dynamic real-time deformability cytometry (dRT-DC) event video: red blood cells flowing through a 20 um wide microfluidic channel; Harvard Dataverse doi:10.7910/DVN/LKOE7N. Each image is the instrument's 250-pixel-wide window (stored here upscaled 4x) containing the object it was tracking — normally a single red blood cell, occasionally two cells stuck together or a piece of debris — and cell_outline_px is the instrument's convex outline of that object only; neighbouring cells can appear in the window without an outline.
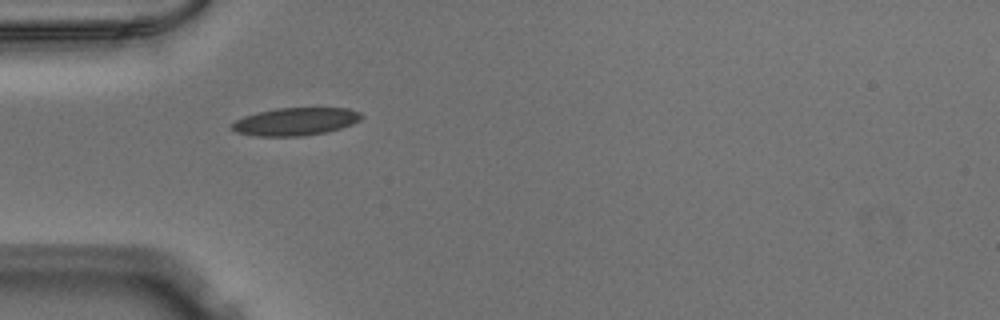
{"species": "Egyptian fruit bat (a non-hibernating species)", "species_latin": "Rousettus aegyptiacus", "temperature_condition": "warm", "stored_images_in_passage": 37, "camera_frame_rate_fps": 3000, "um_per_image_px": 0.085, "animal": {"sex": "male"}, "frame": {"image": 1, "passage_image": 1, "time_ms": 0.0, "image_size_px": [1000, 320], "cell_outline_px": [[364, 116], [360, 120], [352, 124], [328, 132], [304, 136], [256, 136], [236, 132], [232, 128], [232, 124], [236, 120], [244, 116], [276, 108], [348, 108], [360, 112]], "centroid_in_image_um": [25.15, 10.33], "position_along_channel_um": 59.8, "area_um2": 20.92}}
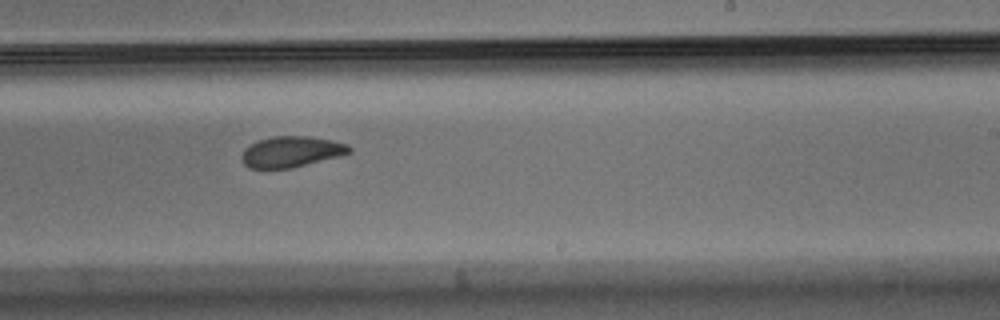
{"frame": {"image": 2, "passage_image": 17, "time_ms": 5.333, "image_size_px": [1000, 320], "cell_outline_px": [[352, 152], [340, 156], [292, 168], [248, 168], [240, 160], [240, 156], [244, 148], [256, 140], [272, 136], [308, 136], [332, 140], [348, 144], [352, 148]], "centroid_in_image_um": [24.74, 12.89], "position_along_channel_um": 264.3, "area_um2": 19.65}}
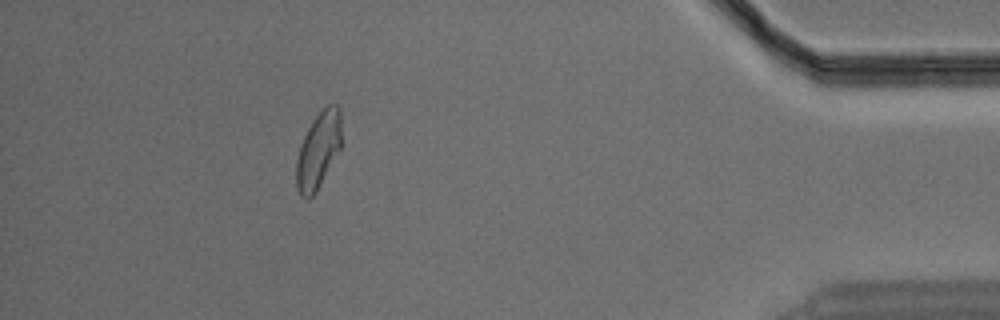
{"frame": {"image": 3, "passage_image": 32, "time_ms": 10.333, "image_size_px": [1000, 320], "cell_outline_px": [[340, 148], [316, 192], [308, 200], [300, 196], [296, 188], [296, 160], [300, 144], [312, 120], [328, 104], [336, 104], [340, 108]], "centroid_in_image_um": [27.02, 12.8], "position_along_channel_um": 408.2, "area_um2": 19.94}}